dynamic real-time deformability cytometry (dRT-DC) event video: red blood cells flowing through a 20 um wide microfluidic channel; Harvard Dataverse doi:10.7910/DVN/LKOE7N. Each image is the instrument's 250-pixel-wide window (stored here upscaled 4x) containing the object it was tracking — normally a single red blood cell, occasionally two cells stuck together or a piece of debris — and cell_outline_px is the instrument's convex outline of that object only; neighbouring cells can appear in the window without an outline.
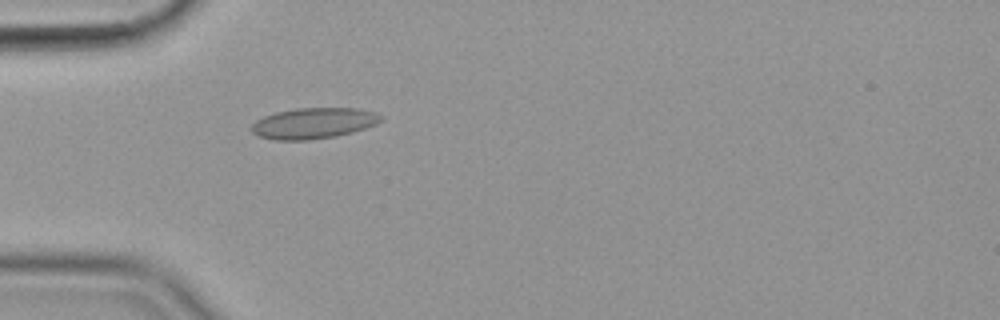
{"species": "common noctule bat (a hibernating species)", "species_latin": "Nyctalus noctula", "temperature_condition": "cold", "stored_images_in_passage": 43, "camera_frame_rate_fps": 3000, "um_per_image_px": 0.085, "animal": {"sex": "female", "body_mass_g": 19.9}, "frame": {"image": 1, "passage_image": 4, "time_ms": 1.0, "image_size_px": [1000, 320], "cell_outline_px": [[384, 116], [376, 124], [352, 132], [336, 136], [308, 140], [276, 140], [256, 136], [252, 132], [252, 124], [256, 120], [264, 116], [276, 112], [296, 108], [356, 108], [376, 112]], "centroid_in_image_um": [26.64, 10.47], "position_along_channel_um": 58.4, "area_um2": 23.29}}
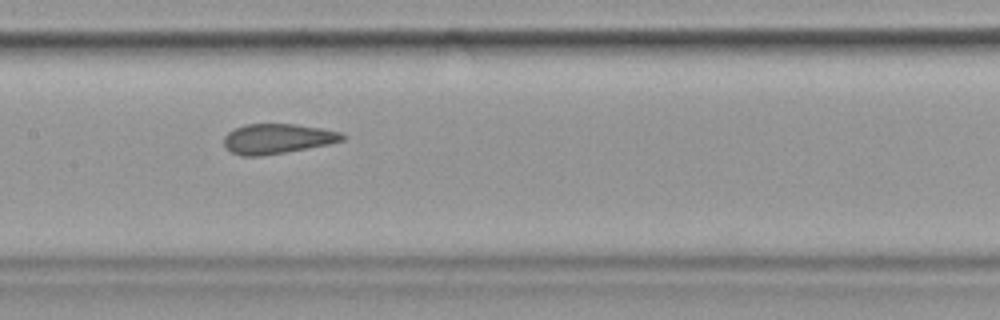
{"frame": {"image": 2, "passage_image": 15, "time_ms": 4.667, "image_size_px": [1000, 320], "cell_outline_px": [[348, 136], [344, 140], [328, 144], [284, 152], [260, 156], [240, 156], [232, 152], [224, 144], [224, 136], [228, 132], [244, 124], [296, 124], [320, 128], [340, 132]], "centroid_in_image_um": [23.58, 11.78], "position_along_channel_um": 183.8, "area_um2": 20.52}}
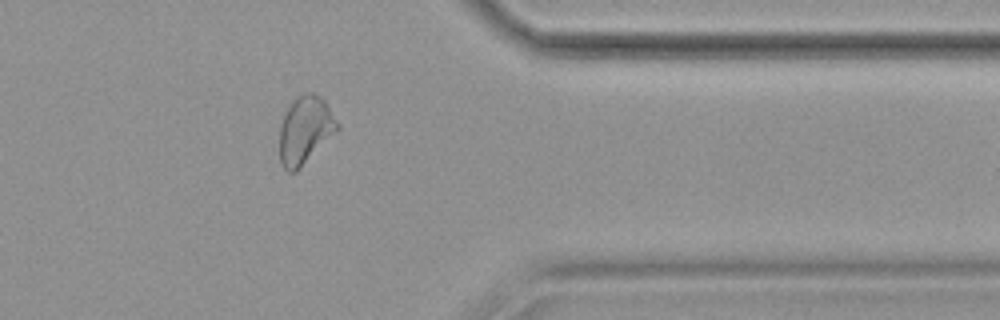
{"frame": {"image": 3, "passage_image": 33, "time_ms": 10.667, "image_size_px": [1000, 320], "cell_outline_px": [[340, 128], [296, 172], [288, 172], [284, 168], [280, 160], [280, 128], [284, 116], [292, 100], [308, 92], [312, 92], [320, 96], [324, 100]], "centroid_in_image_um": [25.93, 11.07], "position_along_channel_um": 385.5, "area_um2": 22.31}, "authors_computed_cell_mechanics": {"area_um2": 21.3282, "velocity_mm_per_s": 3.5614, "shape_relaxation_time_tau1_ms": null, "shape_relaxation_time_tau2_ms": 1.7177, "deformation_change_tau1": null, "deformation_change_tau2": 0.0638}}